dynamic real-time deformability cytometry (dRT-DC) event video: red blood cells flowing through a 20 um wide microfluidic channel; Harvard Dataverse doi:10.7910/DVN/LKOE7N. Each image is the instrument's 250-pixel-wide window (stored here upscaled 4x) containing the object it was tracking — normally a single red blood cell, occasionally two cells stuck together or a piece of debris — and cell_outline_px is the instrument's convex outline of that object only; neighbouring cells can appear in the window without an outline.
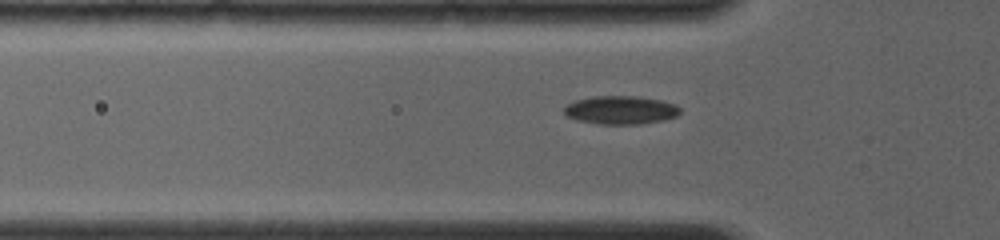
{"species": "common noctule bat (a hibernating species)", "species_latin": "Nyctalus noctula", "temperature_condition": "room temperature", "stored_images_in_passage": 33, "camera_frame_rate_fps": 4000, "um_per_image_px": 0.085, "animal": {"sex": "female", "body_mass_g": 19.0, "forearm_length_mm": 56.7}, "frame": {"image": 1, "passage_image": 3, "time_ms": 0.5, "image_size_px": [1000, 240], "cell_outline_px": [[680, 112], [676, 116], [664, 120], [640, 124], [600, 124], [576, 120], [568, 116], [564, 112], [564, 108], [568, 104], [576, 100], [592, 96], [636, 96], [660, 100], [676, 104], [680, 108]], "centroid_in_image_um": [52.77, 9.35], "position_along_channel_um": 73.0, "area_um2": 19.13}}
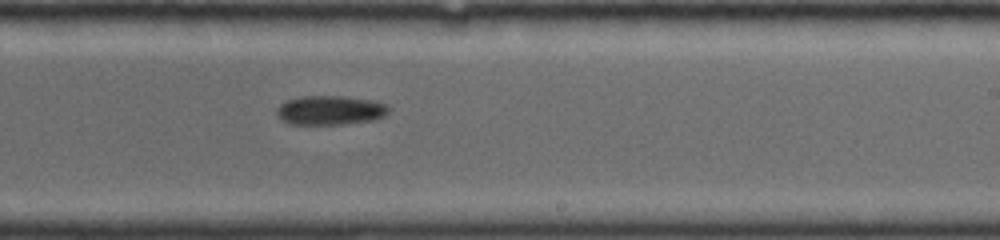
{"frame": {"image": 2, "passage_image": 17, "time_ms": 5.25, "image_size_px": [1000, 240], "cell_outline_px": [[388, 112], [384, 116], [376, 120], [340, 124], [288, 124], [280, 120], [276, 112], [276, 108], [280, 104], [288, 100], [300, 96], [344, 96], [372, 100], [388, 104]], "centroid_in_image_um": [28.05, 9.37], "position_along_channel_um": 260.9, "area_um2": 19.25}}
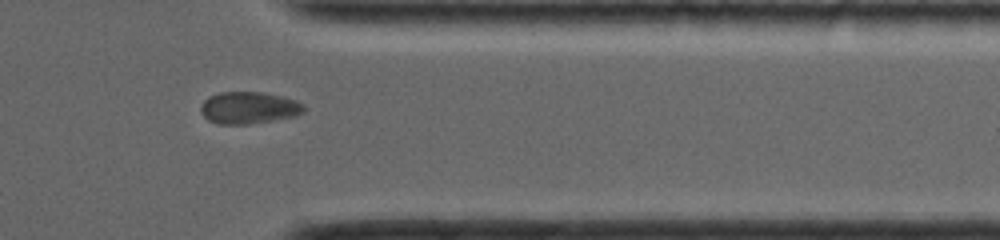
{"frame": {"image": 3, "passage_image": 28, "time_ms": 8.5, "image_size_px": [1000, 240], "cell_outline_px": [[304, 112], [296, 116], [248, 124], [216, 124], [208, 120], [200, 112], [200, 108], [204, 100], [208, 96], [220, 92], [260, 92], [280, 96], [296, 100], [304, 104]], "centroid_in_image_um": [21.13, 9.16], "position_along_channel_um": 390.3, "area_um2": 19.25}}